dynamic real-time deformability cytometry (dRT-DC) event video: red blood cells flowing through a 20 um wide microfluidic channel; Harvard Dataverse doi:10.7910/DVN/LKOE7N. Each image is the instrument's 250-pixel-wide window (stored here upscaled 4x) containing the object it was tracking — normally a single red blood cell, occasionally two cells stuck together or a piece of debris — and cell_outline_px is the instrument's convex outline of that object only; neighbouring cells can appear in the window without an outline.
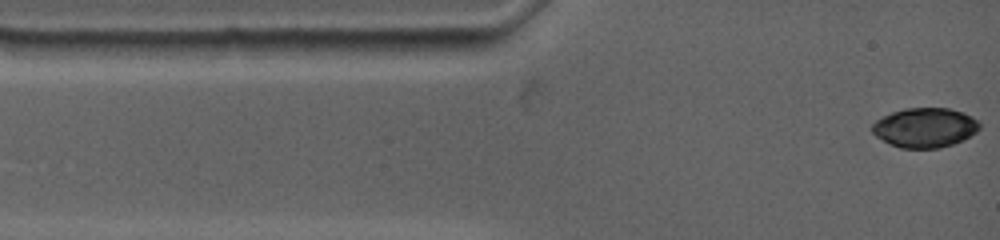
{"species": "common noctule bat (a hibernating species)", "species_latin": "Nyctalus noctula", "temperature_condition": "warm", "stored_images_in_passage": 57, "camera_frame_rate_fps": 4500, "um_per_image_px": 0.085, "animal": {"sex": "female", "body_mass_g": 19.0, "forearm_length_mm": 53.3}, "frame": {"image": 1, "passage_image": 1, "time_ms": 0.0, "image_size_px": [1000, 240], "cell_outline_px": [[980, 128], [976, 132], [964, 140], [940, 148], [900, 148], [876, 136], [872, 132], [872, 124], [876, 120], [892, 112], [904, 108], [948, 108], [964, 112], [972, 116], [980, 124]], "centroid_in_image_um": [78.64, 10.84], "position_along_channel_um": 6.4, "area_um2": 24.74}}
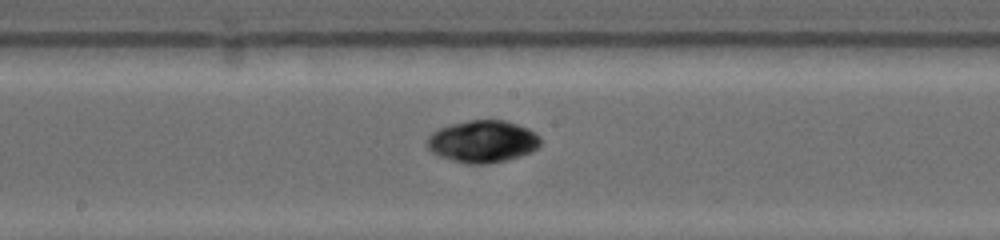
{"frame": {"image": 2, "passage_image": 23, "time_ms": 6.667, "image_size_px": [1000, 240], "cell_outline_px": [[540, 144], [536, 148], [520, 156], [508, 160], [488, 164], [464, 164], [440, 156], [432, 152], [428, 148], [428, 136], [432, 132], [440, 128], [452, 124], [468, 120], [504, 120], [528, 128], [536, 132], [540, 136]], "centroid_in_image_um": [41.03, 12.03], "position_along_channel_um": 207.2, "area_um2": 27.8}}
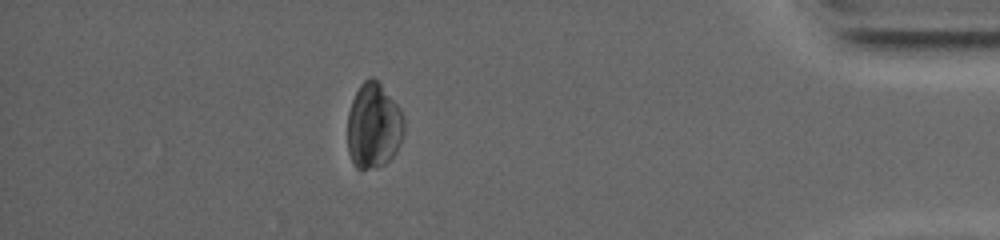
{"frame": {"image": 3, "passage_image": 46, "time_ms": 13.556, "image_size_px": [1000, 240], "cell_outline_px": [[404, 132], [400, 144], [396, 152], [384, 164], [376, 168], [356, 168], [348, 152], [348, 112], [352, 100], [360, 84], [368, 76], [372, 76], [380, 84], [400, 108], [404, 116]], "centroid_in_image_um": [31.76, 10.69], "position_along_channel_um": 403.4, "area_um2": 28.15}, "authors_computed_cell_mechanics": {"area_um2": 27.744, "velocity_mm_per_s": 3.6513, "shape_relaxation_time_tau1_ms": 1.7219, "shape_relaxation_time_tau2_ms": null, "deformation_change_tau1": 0.0685, "deformation_change_tau2": null}}